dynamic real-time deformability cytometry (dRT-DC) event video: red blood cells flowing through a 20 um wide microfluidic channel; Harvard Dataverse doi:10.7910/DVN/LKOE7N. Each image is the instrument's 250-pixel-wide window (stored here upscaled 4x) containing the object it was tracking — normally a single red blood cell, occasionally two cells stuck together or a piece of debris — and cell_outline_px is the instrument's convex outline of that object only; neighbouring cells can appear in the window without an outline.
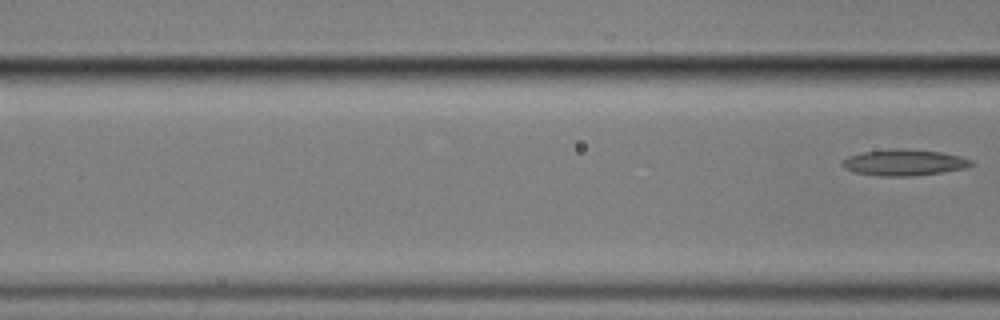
{"species": "common noctule bat (a hibernating species)", "species_latin": "Nyctalus noctula", "temperature_condition": "cold", "stored_images_in_passage": 3, "camera_frame_rate_fps": 3000, "um_per_image_px": 0.085, "animal": {"sex": "male", "body_mass_g": 17.9}, "frame": {"image": 1, "passage_image": 3, "time_ms": 3.0, "image_size_px": [1000, 320], "cell_outline_px": [[976, 164], [968, 168], [944, 172], [912, 176], [880, 176], [856, 172], [844, 168], [840, 164], [848, 156], [864, 152], [892, 148], [900, 148], [940, 152], [960, 156], [972, 160]], "centroid_in_image_um": [76.9, 13.81], "position_along_channel_um": 89.7, "area_um2": 19.77}}